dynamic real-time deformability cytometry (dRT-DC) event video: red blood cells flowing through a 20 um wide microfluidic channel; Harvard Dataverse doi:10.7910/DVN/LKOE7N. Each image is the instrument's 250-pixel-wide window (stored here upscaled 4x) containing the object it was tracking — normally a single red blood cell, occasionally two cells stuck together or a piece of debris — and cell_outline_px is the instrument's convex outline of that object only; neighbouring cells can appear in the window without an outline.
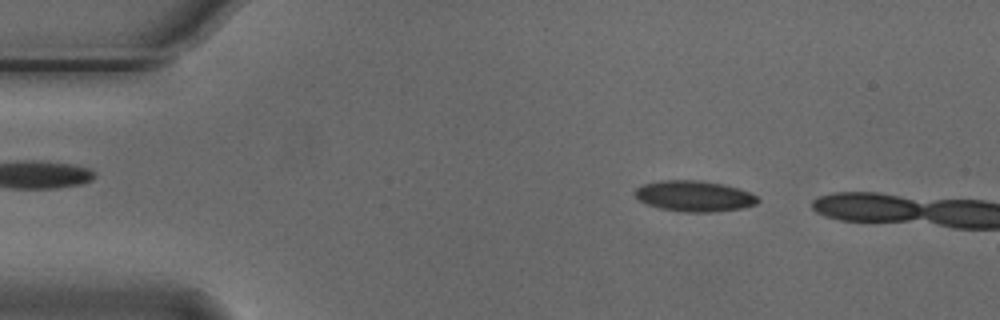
{"species": "Egyptian fruit bat (a non-hibernating species)", "species_latin": "Rousettus aegyptiacus", "temperature_condition": "cold", "stored_images_in_passage": 12, "camera_frame_rate_fps": 3000, "um_per_image_px": 0.085, "animal": {"sex": "male"}, "frame": {"image": 1, "passage_image": 6, "time_ms": 1.667, "image_size_px": [1000, 320], "cell_outline_px": [[760, 200], [756, 204], [744, 208], [712, 212], [684, 212], [660, 208], [648, 204], [640, 200], [632, 192], [636, 188], [644, 184], [664, 180], [700, 180], [724, 184], [740, 188], [752, 192]], "centroid_in_image_um": [59.06, 16.66], "position_along_channel_um": 25.9, "area_um2": 22.2}}